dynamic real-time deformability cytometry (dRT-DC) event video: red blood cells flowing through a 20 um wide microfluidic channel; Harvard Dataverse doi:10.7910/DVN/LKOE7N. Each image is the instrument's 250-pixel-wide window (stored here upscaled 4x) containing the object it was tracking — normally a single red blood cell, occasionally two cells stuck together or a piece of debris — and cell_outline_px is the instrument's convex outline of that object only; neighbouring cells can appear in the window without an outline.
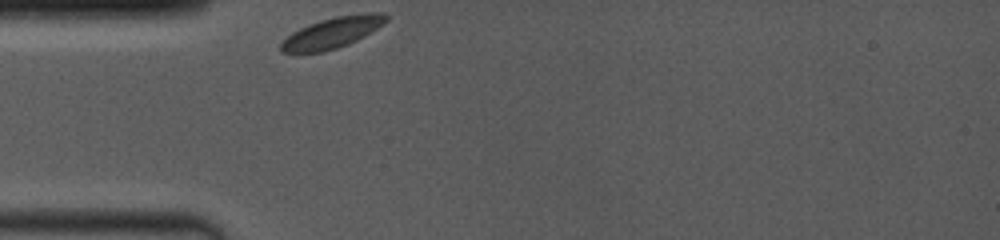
{"species": "common noctule bat (a hibernating species)", "species_latin": "Nyctalus noctula", "temperature_condition": "room temperature", "stored_images_in_passage": 30, "camera_frame_rate_fps": 4000, "um_per_image_px": 0.085, "animal": {"sex": "female", "body_mass_g": 19.0, "forearm_length_mm": 53.3}, "frame": {"image": 1, "passage_image": 1, "time_ms": 0.0, "image_size_px": [1000, 240], "cell_outline_px": [[388, 20], [384, 24], [364, 36], [348, 44], [324, 52], [280, 52], [280, 44], [292, 32], [308, 24], [320, 20], [336, 16], [364, 12], [384, 12], [388, 16]], "centroid_in_image_um": [28.29, 2.75], "position_along_channel_um": 56.7, "area_um2": 18.96}}
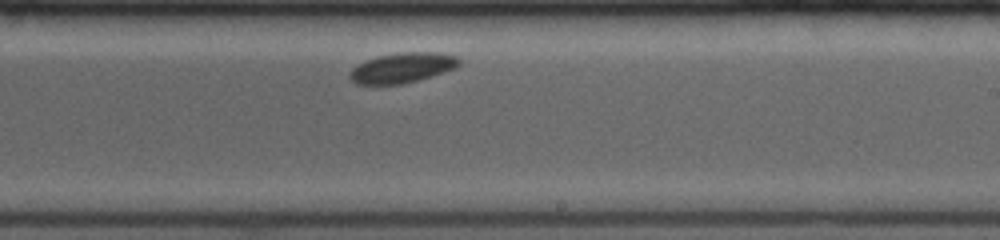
{"frame": {"image": 2, "passage_image": 18, "time_ms": 5.5, "image_size_px": [1000, 240], "cell_outline_px": [[460, 64], [452, 68], [432, 76], [400, 84], [356, 84], [348, 76], [352, 68], [368, 60], [380, 56], [400, 52], [436, 52], [456, 56], [460, 60]], "centroid_in_image_um": [34.19, 5.76], "position_along_channel_um": 254.8, "area_um2": 18.73}}
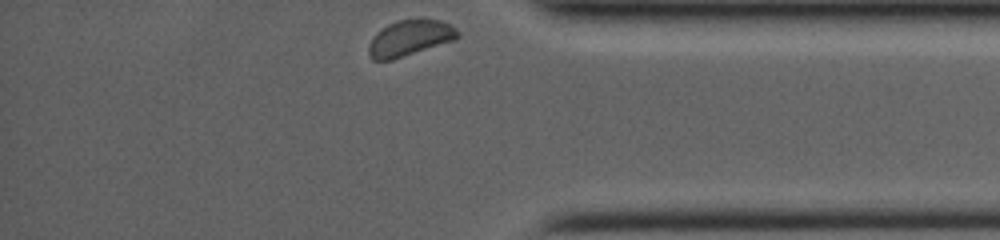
{"frame": {"image": 3, "passage_image": 30, "time_ms": 9.5, "image_size_px": [1000, 240], "cell_outline_px": [[460, 36], [456, 40], [392, 60], [372, 60], [368, 52], [368, 44], [388, 24], [396, 20], [440, 20], [456, 28], [460, 32]], "centroid_in_image_um": [34.88, 3.26], "position_along_channel_um": 400.3, "area_um2": 18.32}, "authors_computed_cell_mechanics": {"area_um2": 18.9295, "velocity_mm_per_s": 3.6952, "shape_relaxation_time_tau1_ms": 1.5427, "shape_relaxation_time_tau2_ms": null, "deformation_change_tau1": 0.0349, "deformation_change_tau2": null}}